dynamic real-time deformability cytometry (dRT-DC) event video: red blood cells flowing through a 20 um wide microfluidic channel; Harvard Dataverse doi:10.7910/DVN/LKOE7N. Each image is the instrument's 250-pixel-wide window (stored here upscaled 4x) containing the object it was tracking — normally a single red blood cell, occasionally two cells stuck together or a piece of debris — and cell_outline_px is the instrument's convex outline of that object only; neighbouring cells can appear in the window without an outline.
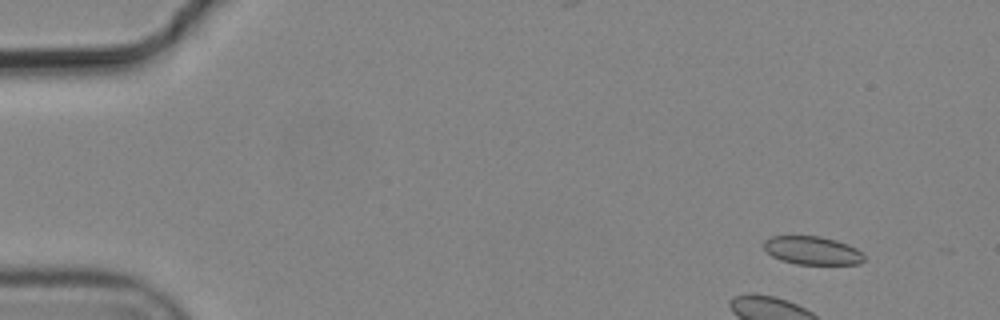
{"species": "common noctule bat (a hibernating species)", "species_latin": "Nyctalus noctula", "temperature_condition": "cold", "stored_images_in_passage": 3, "camera_frame_rate_fps": 3000, "um_per_image_px": 0.085, "animal": {"sex": "male", "body_mass_g": 19.2, "forearm_length_mm": 51.8}, "frame": {"image": 1, "passage_image": 1, "time_ms": 0.0, "image_size_px": [1000, 320], "cell_outline_px": [[864, 260], [860, 264], [796, 264], [780, 260], [772, 256], [764, 248], [764, 240], [772, 236], [820, 236], [836, 240], [848, 244], [856, 248], [864, 256]], "centroid_in_image_um": [69.04, 21.29], "position_along_channel_um": 16.0, "area_um2": 16.53}}